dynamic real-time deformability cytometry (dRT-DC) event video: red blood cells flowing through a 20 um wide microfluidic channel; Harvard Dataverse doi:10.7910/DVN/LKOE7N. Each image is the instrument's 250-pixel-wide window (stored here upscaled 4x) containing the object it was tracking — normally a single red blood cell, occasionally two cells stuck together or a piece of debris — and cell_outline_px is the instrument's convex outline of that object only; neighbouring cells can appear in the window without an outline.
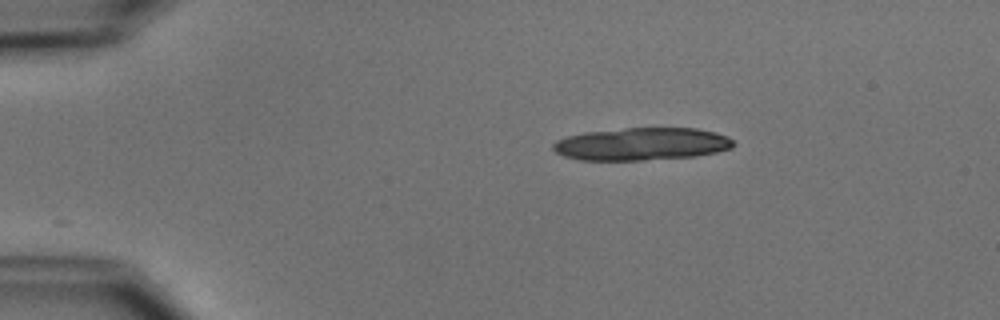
{"species": "common noctule bat (a hibernating species)", "species_latin": "Nyctalus noctula", "temperature_condition": "cold", "stored_images_in_passage": 26, "segment_of_instrument_passage": [1, 2], "camera_frame_rate_fps": 3000, "um_per_image_px": 0.085, "animal": {"sex": "male", "body_mass_g": 15.6}, "frame": {"image": 1, "passage_image": 1, "time_ms": 0.0, "image_size_px": [1000, 320], "cell_outline_px": [[736, 144], [732, 148], [716, 152], [696, 156], [644, 160], [580, 160], [564, 156], [556, 152], [552, 148], [552, 144], [556, 140], [568, 136], [584, 132], [624, 128], [696, 128], [716, 132], [728, 136]], "centroid_in_image_um": [54.55, 12.24], "position_along_channel_um": 30.4, "area_um2": 34.45}}